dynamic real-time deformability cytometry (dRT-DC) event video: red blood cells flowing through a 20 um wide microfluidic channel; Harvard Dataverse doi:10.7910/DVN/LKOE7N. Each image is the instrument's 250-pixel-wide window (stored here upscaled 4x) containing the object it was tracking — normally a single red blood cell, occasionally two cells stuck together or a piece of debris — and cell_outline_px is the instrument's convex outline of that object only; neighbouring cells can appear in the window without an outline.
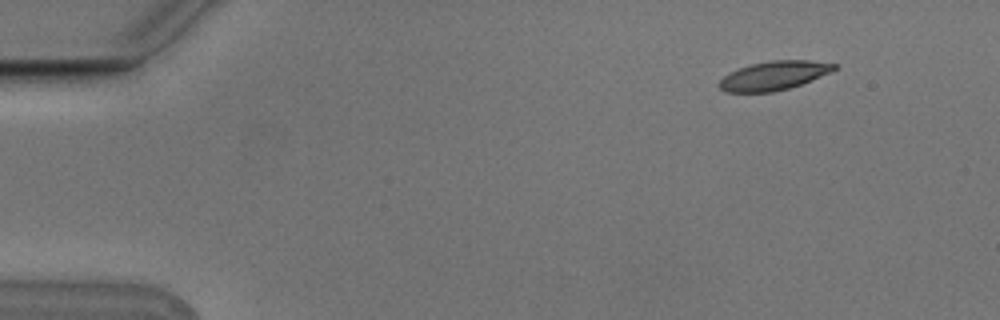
{"species": "Egyptian fruit bat (a non-hibernating species)", "species_latin": "Rousettus aegyptiacus", "temperature_condition": "cold", "stored_images_in_passage": 2, "camera_frame_rate_fps": 3000, "um_per_image_px": 0.085, "animal": {"sex": "male"}, "frame": {"image": 1, "passage_image": 2, "time_ms": 0.333, "image_size_px": [1000, 320], "cell_outline_px": [[840, 68], [832, 72], [800, 84], [788, 88], [772, 92], [724, 92], [716, 84], [728, 72], [752, 64], [768, 60], [808, 60], [840, 64]], "centroid_in_image_um": [65.8, 6.41], "position_along_channel_um": 19.2, "area_um2": 19.54}}